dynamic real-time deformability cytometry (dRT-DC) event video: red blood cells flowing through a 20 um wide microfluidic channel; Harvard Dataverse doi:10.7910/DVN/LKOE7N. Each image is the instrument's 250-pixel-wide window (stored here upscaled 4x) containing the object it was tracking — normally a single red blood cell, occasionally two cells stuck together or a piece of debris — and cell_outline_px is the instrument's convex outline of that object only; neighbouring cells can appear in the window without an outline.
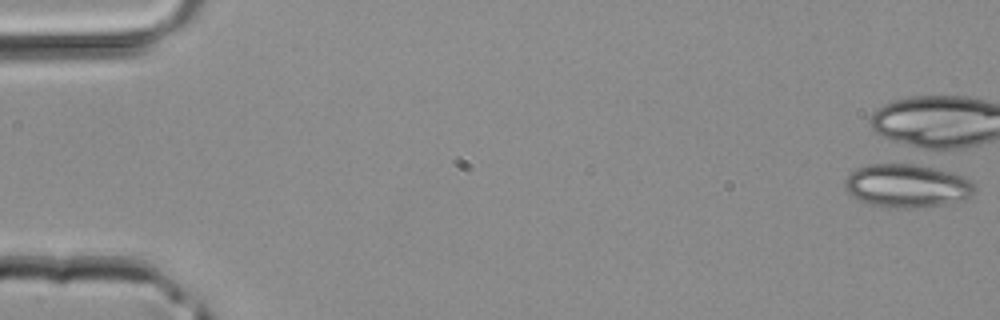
{"species": "common noctule bat (a hibernating species)", "species_latin": "Nyctalus noctula", "temperature_condition": "room temperature", "stored_images_in_passage": 1, "camera_frame_rate_fps": 3000, "um_per_image_px": 0.085, "animal": {"sex": "male", "body_mass_g": 20.4}, "frame": {"image": 1, "passage_image": 1, "time_ms": 0.0, "image_size_px": [1000, 320], "cell_outline_px": [[976, 192], [972, 196], [944, 204], [916, 208], [888, 208], [868, 204], [852, 196], [848, 192], [844, 184], [844, 180], [856, 168], [868, 164], [908, 160], [928, 164], [964, 176], [972, 180], [976, 188]], "centroid_in_image_um": [77.12, 15.73], "position_along_channel_um": 7.9, "area_um2": 34.22}}